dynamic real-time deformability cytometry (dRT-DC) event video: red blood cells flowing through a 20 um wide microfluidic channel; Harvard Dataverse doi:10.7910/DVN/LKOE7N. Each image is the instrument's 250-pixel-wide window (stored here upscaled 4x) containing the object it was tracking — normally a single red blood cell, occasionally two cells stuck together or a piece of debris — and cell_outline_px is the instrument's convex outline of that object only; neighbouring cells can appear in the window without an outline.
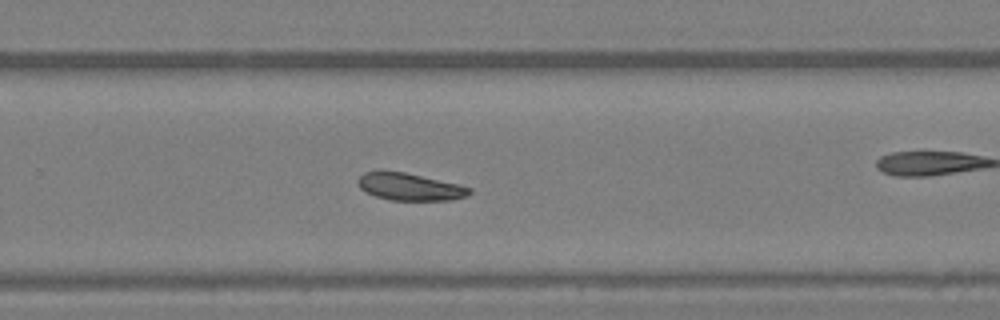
{"species": "Egyptian fruit bat (a non-hibernating species)", "species_latin": "Rousettus aegyptiacus", "temperature_condition": "warm", "stored_images_in_passage": 31, "camera_frame_rate_fps": 3000, "um_per_image_px": 0.085, "animal": {"sex": "female"}, "frame": {"image": 1, "passage_image": 18, "time_ms": 5.667, "image_size_px": [1000, 320], "cell_outline_px": [[472, 192], [468, 196], [452, 200], [388, 200], [376, 196], [360, 188], [356, 180], [364, 172], [404, 172], [460, 184], [472, 188]], "centroid_in_image_um": [34.89, 15.89], "position_along_channel_um": 294.9, "area_um2": 17.63}}
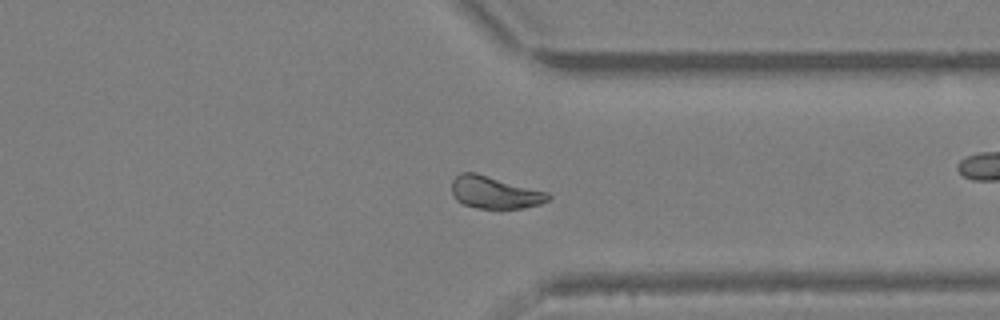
{"frame": {"image": 2, "passage_image": 22, "time_ms": 7.0, "image_size_px": [1000, 320], "cell_outline_px": [[552, 196], [548, 200], [540, 204], [524, 208], [476, 208], [464, 204], [456, 200], [452, 192], [452, 180], [460, 172], [476, 172], [548, 192]], "centroid_in_image_um": [42.05, 16.35], "position_along_channel_um": 369.4, "area_um2": 18.21}}
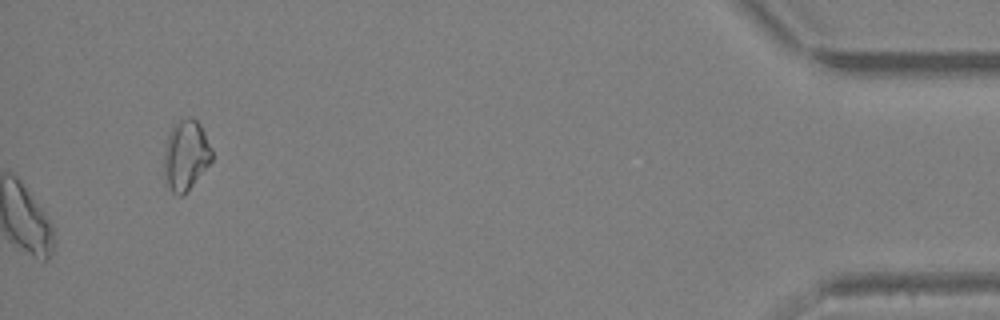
{"frame": {"image": 3, "passage_image": 31, "time_ms": 10.0, "image_size_px": [1000, 320], "cell_outline_px": [[212, 160], [192, 184], [180, 196], [176, 196], [172, 192], [164, 180], [164, 148], [168, 136], [172, 128], [180, 120], [196, 120], [200, 124], [212, 148]], "centroid_in_image_um": [15.78, 13.22], "position_along_channel_um": 419.4, "area_um2": 19.07}}